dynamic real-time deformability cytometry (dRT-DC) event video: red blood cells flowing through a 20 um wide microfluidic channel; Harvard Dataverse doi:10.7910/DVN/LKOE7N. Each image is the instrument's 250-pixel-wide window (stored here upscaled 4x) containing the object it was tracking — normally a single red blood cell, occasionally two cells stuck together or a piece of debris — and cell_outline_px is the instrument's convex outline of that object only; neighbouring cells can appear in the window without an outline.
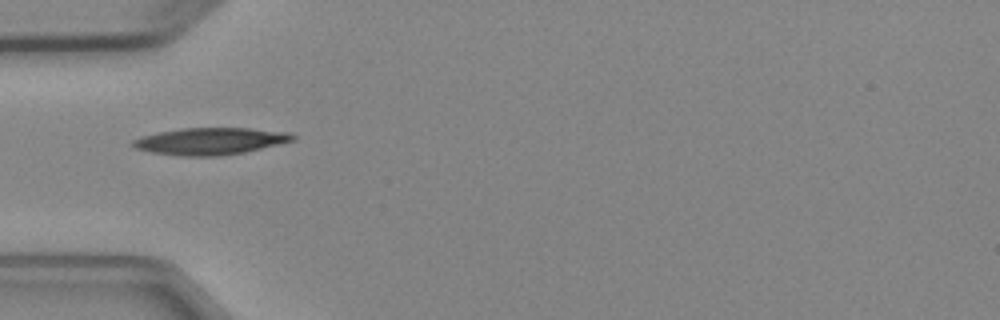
{"species": "Egyptian fruit bat (a non-hibernating species)", "species_latin": "Rousettus aegyptiacus", "temperature_condition": "cold", "stored_images_in_passage": 1, "camera_frame_rate_fps": 3000, "um_per_image_px": 0.085, "animal": {"sex": "female"}, "frame": {"image": 1, "passage_image": 1, "time_ms": 0.0, "image_size_px": [1000, 320], "cell_outline_px": [[296, 140], [244, 152], [220, 156], [180, 156], [152, 152], [136, 148], [128, 144], [132, 140], [140, 136], [180, 128], [252, 128], [288, 132], [296, 136]], "centroid_in_image_um": [17.86, 11.99], "position_along_channel_um": 67.1, "area_um2": 25.2}}